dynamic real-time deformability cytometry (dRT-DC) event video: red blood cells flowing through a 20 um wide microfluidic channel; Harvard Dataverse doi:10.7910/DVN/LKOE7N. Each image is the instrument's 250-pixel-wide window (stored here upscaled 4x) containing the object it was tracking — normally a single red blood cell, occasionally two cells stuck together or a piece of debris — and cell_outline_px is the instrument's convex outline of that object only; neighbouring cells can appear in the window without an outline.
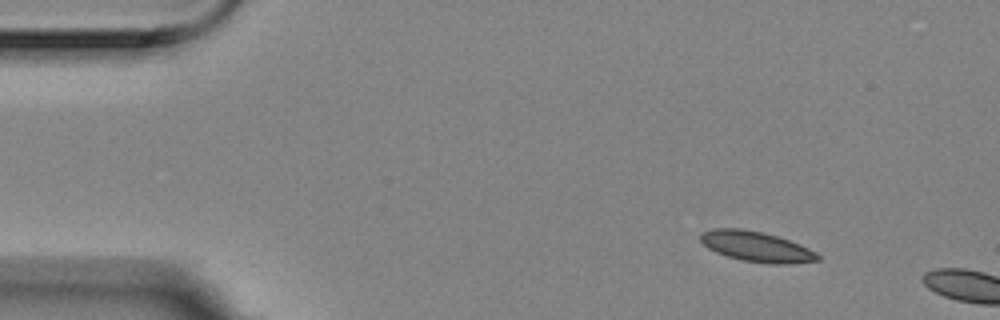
{"species": "Egyptian fruit bat (a non-hibernating species)", "species_latin": "Rousettus aegyptiacus", "temperature_condition": "room temperature", "stored_images_in_passage": 2, "camera_frame_rate_fps": 3000, "um_per_image_px": 0.085, "animal": {"sex": "female"}, "frame": {"image": 1, "passage_image": 1, "time_ms": 0.0, "image_size_px": [1000, 320], "cell_outline_px": [[820, 260], [788, 264], [768, 264], [744, 260], [728, 256], [716, 252], [708, 248], [700, 240], [700, 236], [704, 232], [712, 228], [740, 228], [764, 232], [800, 244], [816, 252], [820, 256]], "centroid_in_image_um": [64.31, 20.96], "position_along_channel_um": 20.7, "area_um2": 20.58}}